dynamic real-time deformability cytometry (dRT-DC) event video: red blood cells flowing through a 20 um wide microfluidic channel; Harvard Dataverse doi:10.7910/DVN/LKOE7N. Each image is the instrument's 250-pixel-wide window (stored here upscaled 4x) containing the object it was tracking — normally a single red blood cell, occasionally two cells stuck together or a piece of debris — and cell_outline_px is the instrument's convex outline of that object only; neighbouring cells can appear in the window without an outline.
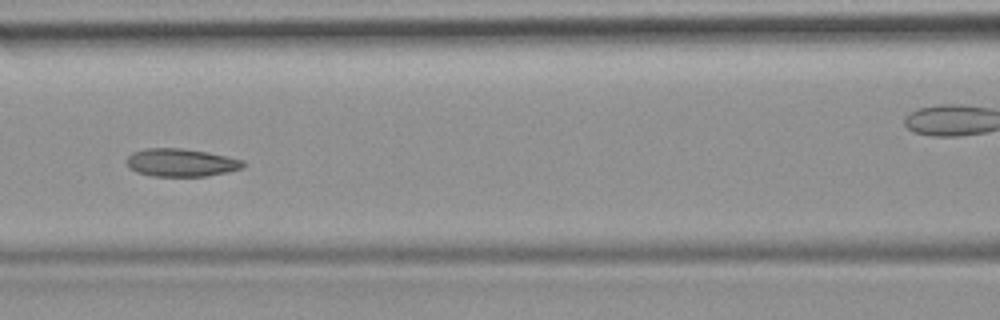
{"species": "common noctule bat (a hibernating species)", "species_latin": "Nyctalus noctula", "temperature_condition": "room temperature", "stored_images_in_passage": 6, "segment_of_instrument_passage": [1, 2], "camera_frame_rate_fps": 3000, "um_per_image_px": 0.085, "animal": {"sex": "female", "body_mass_g": 19.9}, "frame": {"image": 1, "passage_image": 5, "time_ms": 4.333, "image_size_px": [1000, 320], "cell_outline_px": [[248, 164], [244, 168], [228, 172], [208, 176], [152, 176], [136, 172], [128, 168], [128, 156], [132, 152], [144, 148], [180, 148], [208, 152], [244, 160]], "centroid_in_image_um": [15.43, 13.82], "position_along_channel_um": 151.2, "area_um2": 19.19}}